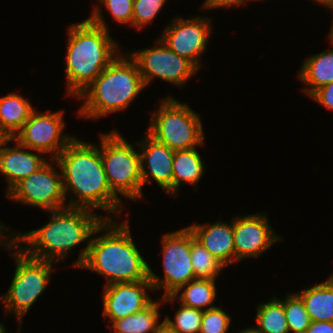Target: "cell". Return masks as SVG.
Listing matches in <instances>:
<instances>
[{
	"label": "cell",
	"mask_w": 333,
	"mask_h": 333,
	"mask_svg": "<svg viewBox=\"0 0 333 333\" xmlns=\"http://www.w3.org/2000/svg\"><path fill=\"white\" fill-rule=\"evenodd\" d=\"M134 51L128 53L138 64L145 86L149 85L153 78L158 77L182 88L183 84L199 70L188 59L173 52L160 38L152 48Z\"/></svg>",
	"instance_id": "cell-10"
},
{
	"label": "cell",
	"mask_w": 333,
	"mask_h": 333,
	"mask_svg": "<svg viewBox=\"0 0 333 333\" xmlns=\"http://www.w3.org/2000/svg\"><path fill=\"white\" fill-rule=\"evenodd\" d=\"M248 0H206L203 3L204 9H215V8H221V7H232L234 5L241 6L245 3H247Z\"/></svg>",
	"instance_id": "cell-33"
},
{
	"label": "cell",
	"mask_w": 333,
	"mask_h": 333,
	"mask_svg": "<svg viewBox=\"0 0 333 333\" xmlns=\"http://www.w3.org/2000/svg\"><path fill=\"white\" fill-rule=\"evenodd\" d=\"M311 97L323 107L333 110V82L317 89Z\"/></svg>",
	"instance_id": "cell-32"
},
{
	"label": "cell",
	"mask_w": 333,
	"mask_h": 333,
	"mask_svg": "<svg viewBox=\"0 0 333 333\" xmlns=\"http://www.w3.org/2000/svg\"><path fill=\"white\" fill-rule=\"evenodd\" d=\"M100 154L111 191L127 199L143 196L140 153L115 130L101 134Z\"/></svg>",
	"instance_id": "cell-8"
},
{
	"label": "cell",
	"mask_w": 333,
	"mask_h": 333,
	"mask_svg": "<svg viewBox=\"0 0 333 333\" xmlns=\"http://www.w3.org/2000/svg\"><path fill=\"white\" fill-rule=\"evenodd\" d=\"M34 109L21 94L10 92L0 97V132L6 138H14Z\"/></svg>",
	"instance_id": "cell-20"
},
{
	"label": "cell",
	"mask_w": 333,
	"mask_h": 333,
	"mask_svg": "<svg viewBox=\"0 0 333 333\" xmlns=\"http://www.w3.org/2000/svg\"><path fill=\"white\" fill-rule=\"evenodd\" d=\"M230 223L217 221L208 224H193L188 227L199 241L225 267L235 262L233 218Z\"/></svg>",
	"instance_id": "cell-18"
},
{
	"label": "cell",
	"mask_w": 333,
	"mask_h": 333,
	"mask_svg": "<svg viewBox=\"0 0 333 333\" xmlns=\"http://www.w3.org/2000/svg\"><path fill=\"white\" fill-rule=\"evenodd\" d=\"M174 18L159 38L173 52L185 57L200 70L202 67L200 55L205 52L208 38L213 30L211 20L200 16L191 19L180 16Z\"/></svg>",
	"instance_id": "cell-13"
},
{
	"label": "cell",
	"mask_w": 333,
	"mask_h": 333,
	"mask_svg": "<svg viewBox=\"0 0 333 333\" xmlns=\"http://www.w3.org/2000/svg\"><path fill=\"white\" fill-rule=\"evenodd\" d=\"M297 294L303 300L311 321L333 322V275Z\"/></svg>",
	"instance_id": "cell-22"
},
{
	"label": "cell",
	"mask_w": 333,
	"mask_h": 333,
	"mask_svg": "<svg viewBox=\"0 0 333 333\" xmlns=\"http://www.w3.org/2000/svg\"><path fill=\"white\" fill-rule=\"evenodd\" d=\"M154 291L150 280L113 283L104 286L103 316L113 321L130 316L148 307L153 300L147 290Z\"/></svg>",
	"instance_id": "cell-15"
},
{
	"label": "cell",
	"mask_w": 333,
	"mask_h": 333,
	"mask_svg": "<svg viewBox=\"0 0 333 333\" xmlns=\"http://www.w3.org/2000/svg\"><path fill=\"white\" fill-rule=\"evenodd\" d=\"M54 161L61 170L66 201L68 192L77 197L70 196L68 207L120 213L123 204L109 187L96 144L75 137Z\"/></svg>",
	"instance_id": "cell-1"
},
{
	"label": "cell",
	"mask_w": 333,
	"mask_h": 333,
	"mask_svg": "<svg viewBox=\"0 0 333 333\" xmlns=\"http://www.w3.org/2000/svg\"><path fill=\"white\" fill-rule=\"evenodd\" d=\"M231 317L221 307L203 311L199 333H227Z\"/></svg>",
	"instance_id": "cell-30"
},
{
	"label": "cell",
	"mask_w": 333,
	"mask_h": 333,
	"mask_svg": "<svg viewBox=\"0 0 333 333\" xmlns=\"http://www.w3.org/2000/svg\"><path fill=\"white\" fill-rule=\"evenodd\" d=\"M237 333H260L257 328L255 326L251 327V328H245L240 330Z\"/></svg>",
	"instance_id": "cell-37"
},
{
	"label": "cell",
	"mask_w": 333,
	"mask_h": 333,
	"mask_svg": "<svg viewBox=\"0 0 333 333\" xmlns=\"http://www.w3.org/2000/svg\"><path fill=\"white\" fill-rule=\"evenodd\" d=\"M6 195L11 200L46 211L68 207L65 203L61 171L59 173L49 162L22 179Z\"/></svg>",
	"instance_id": "cell-11"
},
{
	"label": "cell",
	"mask_w": 333,
	"mask_h": 333,
	"mask_svg": "<svg viewBox=\"0 0 333 333\" xmlns=\"http://www.w3.org/2000/svg\"><path fill=\"white\" fill-rule=\"evenodd\" d=\"M12 141L13 138H7L0 147V172L8 181L6 193L22 179L35 173L47 163V158H43L40 155L41 152L36 154L30 152L31 149L27 151L26 149L28 148L20 145L17 141H15V147H5L7 142L10 143Z\"/></svg>",
	"instance_id": "cell-17"
},
{
	"label": "cell",
	"mask_w": 333,
	"mask_h": 333,
	"mask_svg": "<svg viewBox=\"0 0 333 333\" xmlns=\"http://www.w3.org/2000/svg\"><path fill=\"white\" fill-rule=\"evenodd\" d=\"M167 0H134L132 26L141 30L151 23Z\"/></svg>",
	"instance_id": "cell-29"
},
{
	"label": "cell",
	"mask_w": 333,
	"mask_h": 333,
	"mask_svg": "<svg viewBox=\"0 0 333 333\" xmlns=\"http://www.w3.org/2000/svg\"><path fill=\"white\" fill-rule=\"evenodd\" d=\"M305 333H333V322L311 321Z\"/></svg>",
	"instance_id": "cell-34"
},
{
	"label": "cell",
	"mask_w": 333,
	"mask_h": 333,
	"mask_svg": "<svg viewBox=\"0 0 333 333\" xmlns=\"http://www.w3.org/2000/svg\"><path fill=\"white\" fill-rule=\"evenodd\" d=\"M256 324L260 333H290L285 310L284 300L276 296L268 302L257 305Z\"/></svg>",
	"instance_id": "cell-25"
},
{
	"label": "cell",
	"mask_w": 333,
	"mask_h": 333,
	"mask_svg": "<svg viewBox=\"0 0 333 333\" xmlns=\"http://www.w3.org/2000/svg\"><path fill=\"white\" fill-rule=\"evenodd\" d=\"M330 33L333 34V22H332V25H331V28H330Z\"/></svg>",
	"instance_id": "cell-41"
},
{
	"label": "cell",
	"mask_w": 333,
	"mask_h": 333,
	"mask_svg": "<svg viewBox=\"0 0 333 333\" xmlns=\"http://www.w3.org/2000/svg\"><path fill=\"white\" fill-rule=\"evenodd\" d=\"M101 6L82 22L68 28L66 51L67 95L76 98L116 58L120 51L117 42L109 35Z\"/></svg>",
	"instance_id": "cell-3"
},
{
	"label": "cell",
	"mask_w": 333,
	"mask_h": 333,
	"mask_svg": "<svg viewBox=\"0 0 333 333\" xmlns=\"http://www.w3.org/2000/svg\"><path fill=\"white\" fill-rule=\"evenodd\" d=\"M172 195H177L181 183L198 184L204 173V163L197 147L175 150L173 156Z\"/></svg>",
	"instance_id": "cell-23"
},
{
	"label": "cell",
	"mask_w": 333,
	"mask_h": 333,
	"mask_svg": "<svg viewBox=\"0 0 333 333\" xmlns=\"http://www.w3.org/2000/svg\"><path fill=\"white\" fill-rule=\"evenodd\" d=\"M191 263L195 278L216 279L226 268L219 262L199 241L195 239L191 231Z\"/></svg>",
	"instance_id": "cell-26"
},
{
	"label": "cell",
	"mask_w": 333,
	"mask_h": 333,
	"mask_svg": "<svg viewBox=\"0 0 333 333\" xmlns=\"http://www.w3.org/2000/svg\"><path fill=\"white\" fill-rule=\"evenodd\" d=\"M316 3H320L321 5H324L325 7H329L333 11V0H313Z\"/></svg>",
	"instance_id": "cell-35"
},
{
	"label": "cell",
	"mask_w": 333,
	"mask_h": 333,
	"mask_svg": "<svg viewBox=\"0 0 333 333\" xmlns=\"http://www.w3.org/2000/svg\"><path fill=\"white\" fill-rule=\"evenodd\" d=\"M328 35L330 43L333 45V34L329 32ZM298 74L300 81L307 85L303 92L308 96L333 82V49L307 57Z\"/></svg>",
	"instance_id": "cell-19"
},
{
	"label": "cell",
	"mask_w": 333,
	"mask_h": 333,
	"mask_svg": "<svg viewBox=\"0 0 333 333\" xmlns=\"http://www.w3.org/2000/svg\"><path fill=\"white\" fill-rule=\"evenodd\" d=\"M174 319L169 316L163 319V324L176 333H199L203 311L179 304Z\"/></svg>",
	"instance_id": "cell-27"
},
{
	"label": "cell",
	"mask_w": 333,
	"mask_h": 333,
	"mask_svg": "<svg viewBox=\"0 0 333 333\" xmlns=\"http://www.w3.org/2000/svg\"><path fill=\"white\" fill-rule=\"evenodd\" d=\"M158 333H176L171 331L167 326L164 324L159 328Z\"/></svg>",
	"instance_id": "cell-38"
},
{
	"label": "cell",
	"mask_w": 333,
	"mask_h": 333,
	"mask_svg": "<svg viewBox=\"0 0 333 333\" xmlns=\"http://www.w3.org/2000/svg\"><path fill=\"white\" fill-rule=\"evenodd\" d=\"M147 134L172 150H188L204 144L200 115L172 96L162 99L151 114Z\"/></svg>",
	"instance_id": "cell-7"
},
{
	"label": "cell",
	"mask_w": 333,
	"mask_h": 333,
	"mask_svg": "<svg viewBox=\"0 0 333 333\" xmlns=\"http://www.w3.org/2000/svg\"><path fill=\"white\" fill-rule=\"evenodd\" d=\"M162 255L164 277L161 279L149 269V280L154 291L165 289L162 297L171 296L180 287L196 279L191 263V229L187 226L181 230L163 235Z\"/></svg>",
	"instance_id": "cell-9"
},
{
	"label": "cell",
	"mask_w": 333,
	"mask_h": 333,
	"mask_svg": "<svg viewBox=\"0 0 333 333\" xmlns=\"http://www.w3.org/2000/svg\"><path fill=\"white\" fill-rule=\"evenodd\" d=\"M110 11L113 19L118 23H128L132 26L134 0H98Z\"/></svg>",
	"instance_id": "cell-31"
},
{
	"label": "cell",
	"mask_w": 333,
	"mask_h": 333,
	"mask_svg": "<svg viewBox=\"0 0 333 333\" xmlns=\"http://www.w3.org/2000/svg\"><path fill=\"white\" fill-rule=\"evenodd\" d=\"M0 333H7L6 328L4 327L3 323H0Z\"/></svg>",
	"instance_id": "cell-39"
},
{
	"label": "cell",
	"mask_w": 333,
	"mask_h": 333,
	"mask_svg": "<svg viewBox=\"0 0 333 333\" xmlns=\"http://www.w3.org/2000/svg\"><path fill=\"white\" fill-rule=\"evenodd\" d=\"M63 114V110L42 113L34 109L13 141L28 148L27 150L53 154L50 159L54 160L75 138L63 134Z\"/></svg>",
	"instance_id": "cell-12"
},
{
	"label": "cell",
	"mask_w": 333,
	"mask_h": 333,
	"mask_svg": "<svg viewBox=\"0 0 333 333\" xmlns=\"http://www.w3.org/2000/svg\"><path fill=\"white\" fill-rule=\"evenodd\" d=\"M163 304L162 299L159 302H152L144 310L130 316L117 319L111 323L113 333H158L163 321L159 324V307Z\"/></svg>",
	"instance_id": "cell-24"
},
{
	"label": "cell",
	"mask_w": 333,
	"mask_h": 333,
	"mask_svg": "<svg viewBox=\"0 0 333 333\" xmlns=\"http://www.w3.org/2000/svg\"><path fill=\"white\" fill-rule=\"evenodd\" d=\"M145 88L136 61L127 52L116 58L77 97L85 100L78 111L84 119H98L123 111Z\"/></svg>",
	"instance_id": "cell-5"
},
{
	"label": "cell",
	"mask_w": 333,
	"mask_h": 333,
	"mask_svg": "<svg viewBox=\"0 0 333 333\" xmlns=\"http://www.w3.org/2000/svg\"><path fill=\"white\" fill-rule=\"evenodd\" d=\"M7 138L0 132V147L1 144L6 140Z\"/></svg>",
	"instance_id": "cell-40"
},
{
	"label": "cell",
	"mask_w": 333,
	"mask_h": 333,
	"mask_svg": "<svg viewBox=\"0 0 333 333\" xmlns=\"http://www.w3.org/2000/svg\"><path fill=\"white\" fill-rule=\"evenodd\" d=\"M284 310L289 331L305 333L311 323L305 304L297 293H291L284 300Z\"/></svg>",
	"instance_id": "cell-28"
},
{
	"label": "cell",
	"mask_w": 333,
	"mask_h": 333,
	"mask_svg": "<svg viewBox=\"0 0 333 333\" xmlns=\"http://www.w3.org/2000/svg\"><path fill=\"white\" fill-rule=\"evenodd\" d=\"M3 230L5 231V230H7V229H6V227L3 225V223L0 222V246L3 245L4 247H6L5 244L8 242V240H7V241L2 240V236L5 237V236L3 235V233H2Z\"/></svg>",
	"instance_id": "cell-36"
},
{
	"label": "cell",
	"mask_w": 333,
	"mask_h": 333,
	"mask_svg": "<svg viewBox=\"0 0 333 333\" xmlns=\"http://www.w3.org/2000/svg\"><path fill=\"white\" fill-rule=\"evenodd\" d=\"M235 261L260 257V254L282 240L270 224L266 213L233 217Z\"/></svg>",
	"instance_id": "cell-14"
},
{
	"label": "cell",
	"mask_w": 333,
	"mask_h": 333,
	"mask_svg": "<svg viewBox=\"0 0 333 333\" xmlns=\"http://www.w3.org/2000/svg\"><path fill=\"white\" fill-rule=\"evenodd\" d=\"M216 279L196 278L184 286L180 287L171 296L162 298V302H173L179 299L182 305L205 311L216 307L212 303L215 301L217 289ZM183 290V291H182ZM181 292V294H179ZM206 308V309H205Z\"/></svg>",
	"instance_id": "cell-21"
},
{
	"label": "cell",
	"mask_w": 333,
	"mask_h": 333,
	"mask_svg": "<svg viewBox=\"0 0 333 333\" xmlns=\"http://www.w3.org/2000/svg\"><path fill=\"white\" fill-rule=\"evenodd\" d=\"M115 221L105 219L102 222V232L105 234L94 238L92 236L83 250H80L73 266L103 275L108 279L105 286L149 280L150 267L133 241L129 222Z\"/></svg>",
	"instance_id": "cell-2"
},
{
	"label": "cell",
	"mask_w": 333,
	"mask_h": 333,
	"mask_svg": "<svg viewBox=\"0 0 333 333\" xmlns=\"http://www.w3.org/2000/svg\"><path fill=\"white\" fill-rule=\"evenodd\" d=\"M10 236H7L10 241L8 240L5 246L11 250L10 255L15 258L16 269L9 290L1 295L0 299L5 311H12L18 318V327L21 330L22 318L47 288L55 262L28 256Z\"/></svg>",
	"instance_id": "cell-6"
},
{
	"label": "cell",
	"mask_w": 333,
	"mask_h": 333,
	"mask_svg": "<svg viewBox=\"0 0 333 333\" xmlns=\"http://www.w3.org/2000/svg\"><path fill=\"white\" fill-rule=\"evenodd\" d=\"M136 144L142 149L140 150L142 186L153 179L158 186L172 195L174 150L157 142L148 134Z\"/></svg>",
	"instance_id": "cell-16"
},
{
	"label": "cell",
	"mask_w": 333,
	"mask_h": 333,
	"mask_svg": "<svg viewBox=\"0 0 333 333\" xmlns=\"http://www.w3.org/2000/svg\"><path fill=\"white\" fill-rule=\"evenodd\" d=\"M49 212L51 219L47 224L25 234L16 233L10 239L28 256L51 262L64 260L72 248L102 232L105 219H112L84 208L66 207ZM20 243L26 246L21 247Z\"/></svg>",
	"instance_id": "cell-4"
}]
</instances>
